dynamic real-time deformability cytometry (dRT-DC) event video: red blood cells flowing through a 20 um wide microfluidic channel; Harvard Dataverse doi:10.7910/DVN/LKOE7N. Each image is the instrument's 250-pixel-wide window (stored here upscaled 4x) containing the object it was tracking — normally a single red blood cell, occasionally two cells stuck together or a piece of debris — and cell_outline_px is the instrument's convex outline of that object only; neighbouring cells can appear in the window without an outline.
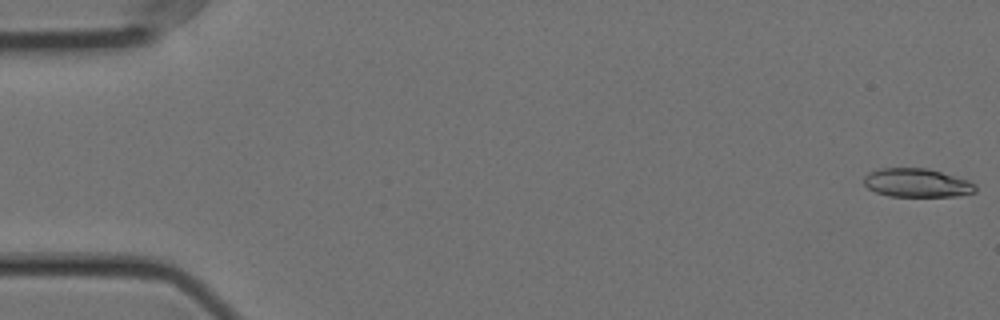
{"species": "Egyptian fruit bat (a non-hibernating species)", "species_latin": "Rousettus aegyptiacus", "temperature_condition": "cold", "stored_images_in_passage": 57, "camera_frame_rate_fps": 3000, "um_per_image_px": 0.085, "animal": {"sex": "female"}, "frame": {"image": 1, "passage_image": 1, "time_ms": 0.0, "image_size_px": [1000, 320], "cell_outline_px": [[976, 192], [956, 196], [888, 196], [876, 192], [868, 188], [864, 184], [864, 176], [868, 172], [880, 168], [928, 168], [968, 180], [976, 184]], "centroid_in_image_um": [77.93, 15.54], "position_along_channel_um": 7.1, "area_um2": 18.67}}
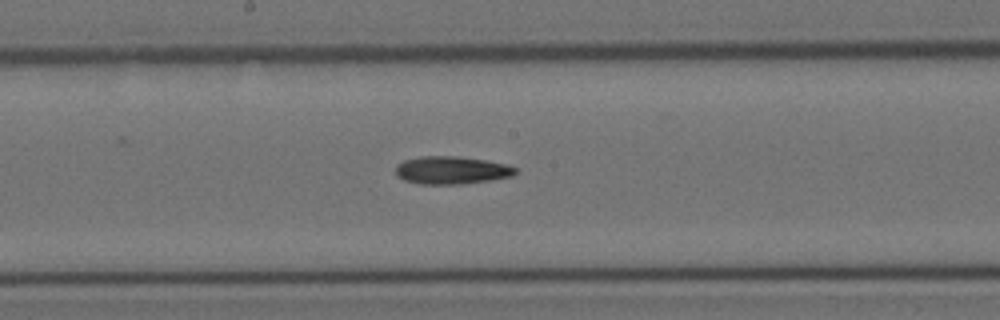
{"frame": {"image": 2, "passage_image": 30, "time_ms": 9.667, "image_size_px": [1000, 320], "cell_outline_px": [[516, 172], [512, 176], [492, 180], [460, 184], [420, 184], [404, 180], [396, 176], [396, 164], [404, 160], [420, 156], [456, 156], [484, 160], [508, 164], [516, 168]], "centroid_in_image_um": [38.36, 14.47], "position_along_channel_um": 209.8, "area_um2": 19.48}}
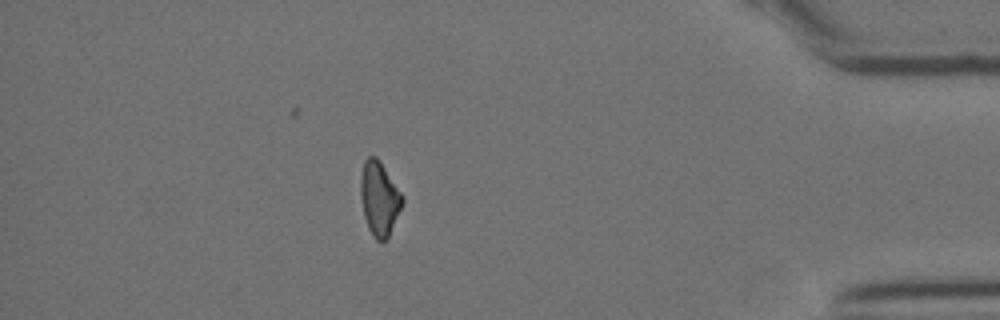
{"frame": {"image": 3, "passage_image": 50, "time_ms": 16.333, "image_size_px": [1000, 320], "cell_outline_px": [[404, 204], [388, 236], [384, 240], [376, 240], [372, 236], [368, 228], [364, 216], [360, 196], [360, 176], [364, 160], [368, 156], [376, 156], [380, 160], [404, 196]], "centroid_in_image_um": [32.25, 16.84], "position_along_channel_um": 403.0, "area_um2": 18.26}}